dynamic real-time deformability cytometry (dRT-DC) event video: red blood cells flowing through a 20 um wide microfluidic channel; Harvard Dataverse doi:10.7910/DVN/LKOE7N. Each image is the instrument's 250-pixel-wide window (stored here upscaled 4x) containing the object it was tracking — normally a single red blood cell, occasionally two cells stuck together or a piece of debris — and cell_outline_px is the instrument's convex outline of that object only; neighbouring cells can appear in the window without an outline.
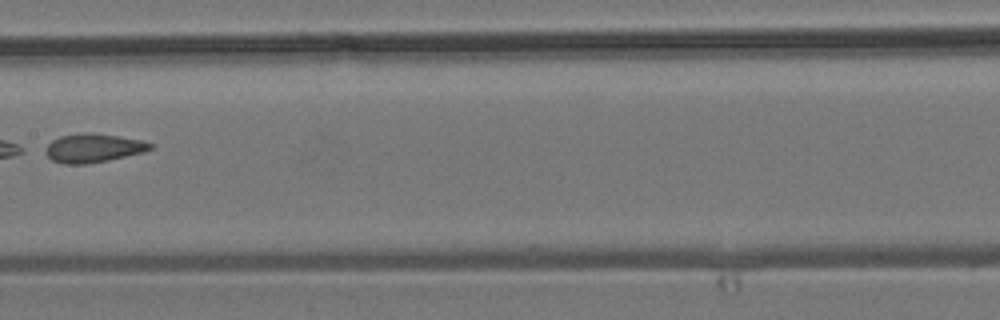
{"species": "common noctule bat (a hibernating species)", "species_latin": "Nyctalus noctula", "temperature_condition": "room temperature", "stored_images_in_passage": 8, "camera_frame_rate_fps": 3000, "um_per_image_px": 0.085, "animal": {"sex": "male", "body_mass_g": 19.2, "forearm_length_mm": 51.8}, "frame": {"image": 1, "passage_image": 8, "time_ms": 8.333, "image_size_px": [1000, 320], "cell_outline_px": [[156, 148], [144, 152], [108, 160], [88, 164], [64, 164], [52, 160], [40, 152], [52, 140], [60, 136], [116, 136], [144, 140], [156, 144]], "centroid_in_image_um": [7.95, 12.64], "position_along_channel_um": 199.4, "area_um2": 17.11}}